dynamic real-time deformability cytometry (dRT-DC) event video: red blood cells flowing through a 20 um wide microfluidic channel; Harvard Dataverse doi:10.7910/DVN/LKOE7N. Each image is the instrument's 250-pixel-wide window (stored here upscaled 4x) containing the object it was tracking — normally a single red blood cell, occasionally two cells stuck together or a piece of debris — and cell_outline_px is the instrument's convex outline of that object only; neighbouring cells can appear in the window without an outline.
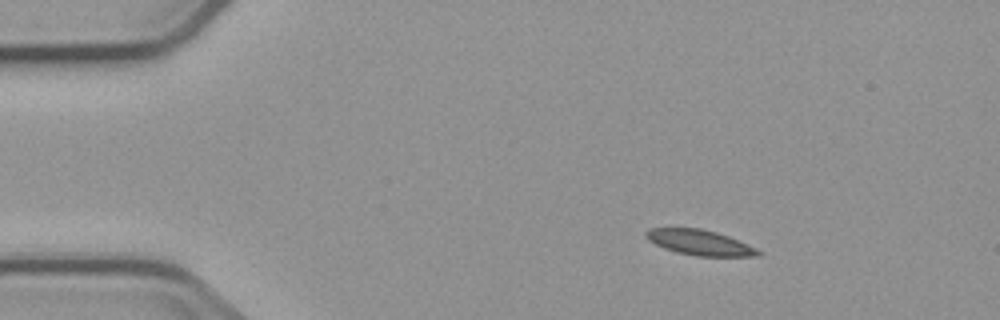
{"species": "common noctule bat (a hibernating species)", "species_latin": "Nyctalus noctula", "temperature_condition": "cold", "stored_images_in_passage": 3, "camera_frame_rate_fps": 3000, "um_per_image_px": 0.085, "animal": {"sex": "male", "body_mass_g": 23.1, "forearm_length_mm": 52.7}, "frame": {"image": 1, "passage_image": 1, "time_ms": 0.0, "image_size_px": [1000, 320], "cell_outline_px": [[764, 252], [760, 256], [696, 256], [676, 252], [664, 248], [648, 240], [644, 236], [644, 232], [648, 228], [700, 228], [716, 232], [728, 236], [748, 244]], "centroid_in_image_um": [59.48, 20.61], "position_along_channel_um": 25.5, "area_um2": 16.65}}